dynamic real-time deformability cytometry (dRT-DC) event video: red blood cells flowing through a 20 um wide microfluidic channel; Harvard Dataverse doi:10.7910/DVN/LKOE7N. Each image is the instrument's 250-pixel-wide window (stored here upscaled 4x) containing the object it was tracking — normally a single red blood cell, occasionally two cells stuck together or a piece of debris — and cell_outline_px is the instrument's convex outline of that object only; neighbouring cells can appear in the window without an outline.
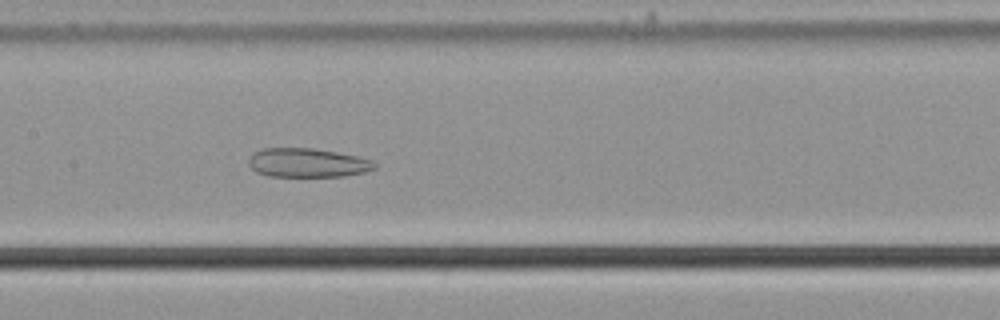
{"species": "common noctule bat (a hibernating species)", "species_latin": "Nyctalus noctula", "temperature_condition": "cold", "stored_images_in_passage": 44, "camera_frame_rate_fps": 3000, "um_per_image_px": 0.085, "animal": {"sex": "male", "body_mass_g": 21.5, "forearm_length_mm": 52.0}, "frame": {"image": 1, "passage_image": 19, "time_ms": 6.0, "image_size_px": [1000, 320], "cell_outline_px": [[376, 168], [364, 172], [344, 176], [268, 176], [256, 172], [248, 164], [248, 160], [252, 152], [264, 148], [312, 148], [336, 152], [356, 156], [372, 160], [376, 164]], "centroid_in_image_um": [26.1, 13.83], "position_along_channel_um": 181.3, "area_um2": 21.27}, "authors_computed_cell_mechanics": {"area_um2": 24.565, "velocity_mm_per_s": 3.6717, "shape_relaxation_time_tau1_ms": null, "shape_relaxation_time_tau2_ms": 5.5739, "deformation_change_tau1": null, "deformation_change_tau2": 0.1266}}